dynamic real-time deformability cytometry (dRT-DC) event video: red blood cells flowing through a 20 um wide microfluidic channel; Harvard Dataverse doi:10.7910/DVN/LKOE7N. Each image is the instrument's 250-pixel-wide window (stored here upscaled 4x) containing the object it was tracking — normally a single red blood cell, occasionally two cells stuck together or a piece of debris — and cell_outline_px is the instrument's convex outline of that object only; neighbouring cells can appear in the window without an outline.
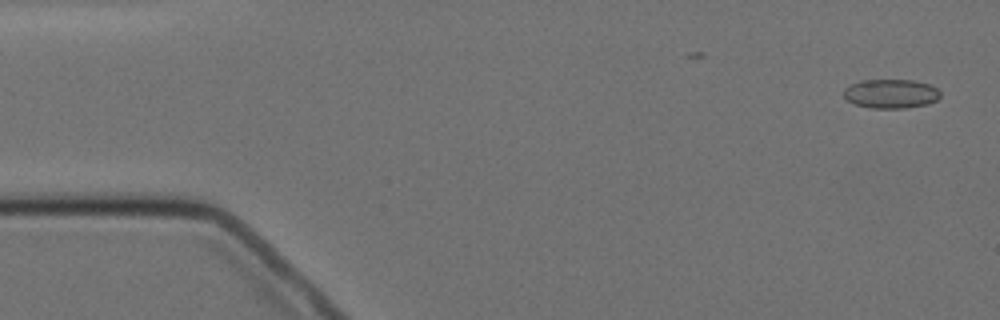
{"species": "Egyptian fruit bat (a non-hibernating species)", "species_latin": "Rousettus aegyptiacus", "temperature_condition": "cold", "stored_images_in_passage": 2, "camera_frame_rate_fps": 3000, "um_per_image_px": 0.085, "animal": {"sex": "female"}, "frame": {"image": 1, "passage_image": 2, "time_ms": 1.0, "image_size_px": [1000, 320], "cell_outline_px": [[940, 96], [936, 100], [928, 104], [904, 108], [872, 108], [856, 104], [848, 100], [844, 96], [844, 88], [860, 80], [916, 80], [928, 84], [936, 88], [940, 92]], "centroid_in_image_um": [75.74, 7.96], "position_along_channel_um": 9.3, "area_um2": 16.3}}